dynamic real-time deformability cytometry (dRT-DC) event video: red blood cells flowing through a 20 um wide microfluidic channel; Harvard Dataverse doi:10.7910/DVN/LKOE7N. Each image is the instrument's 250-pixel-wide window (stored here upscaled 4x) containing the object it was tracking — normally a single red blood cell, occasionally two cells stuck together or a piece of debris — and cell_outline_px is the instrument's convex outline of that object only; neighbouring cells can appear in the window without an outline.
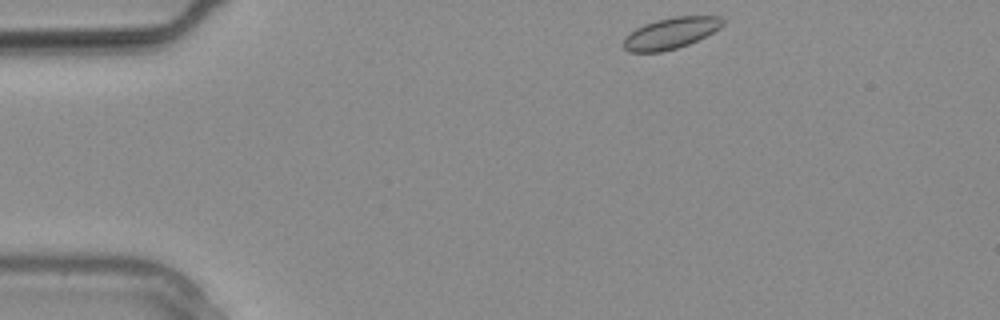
{"species": "common noctule bat (a hibernating species)", "species_latin": "Nyctalus noctula", "temperature_condition": "warm", "stored_images_in_passage": 12, "camera_frame_rate_fps": 3000, "um_per_image_px": 0.085, "animal": {"sex": "male", "body_mass_g": 20.4}, "frame": {"image": 1, "passage_image": 1, "time_ms": 0.0, "image_size_px": [1000, 320], "cell_outline_px": [[724, 24], [720, 28], [688, 44], [676, 48], [660, 52], [628, 52], [624, 48], [624, 36], [636, 28], [644, 24], [656, 20], [676, 16], [720, 16], [724, 20]], "centroid_in_image_um": [56.99, 2.81], "position_along_channel_um": 28.0, "area_um2": 17.92}}
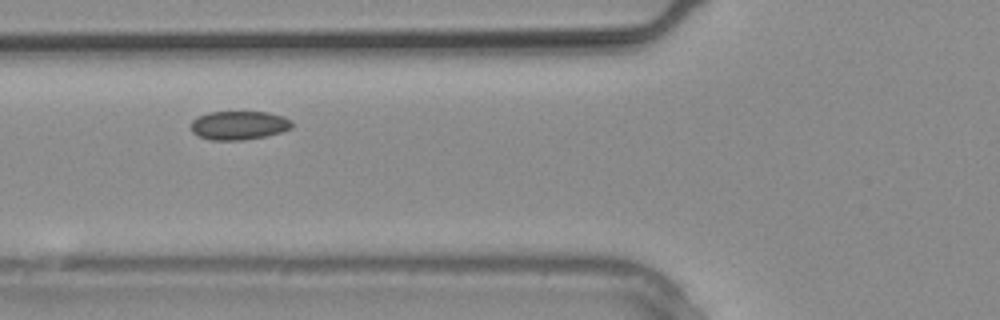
{"frame": {"image": 2, "passage_image": 7, "time_ms": 2.0, "image_size_px": [1000, 320], "cell_outline_px": [[292, 128], [280, 132], [264, 136], [240, 140], [212, 140], [200, 136], [192, 132], [192, 120], [208, 112], [268, 112], [284, 116], [292, 120]], "centroid_in_image_um": [20.34, 10.64], "position_along_channel_um": 105.5, "area_um2": 16.76}}